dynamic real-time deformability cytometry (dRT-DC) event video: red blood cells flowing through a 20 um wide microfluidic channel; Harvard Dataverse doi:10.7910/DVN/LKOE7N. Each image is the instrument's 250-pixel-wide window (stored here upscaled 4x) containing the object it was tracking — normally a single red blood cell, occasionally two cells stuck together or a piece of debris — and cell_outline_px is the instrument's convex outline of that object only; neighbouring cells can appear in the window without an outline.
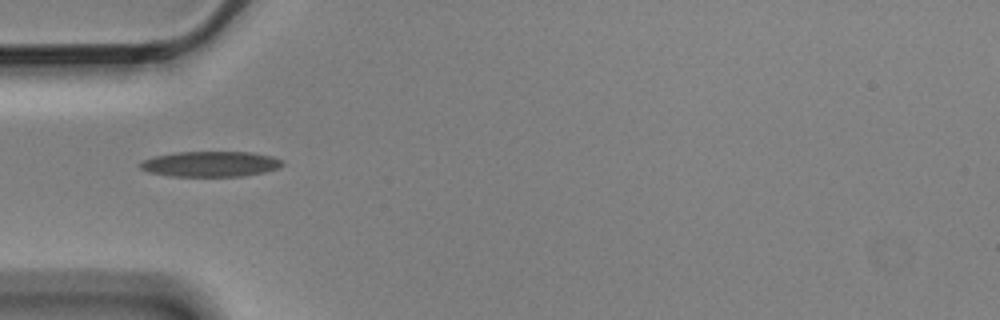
{"species": "Egyptian fruit bat (a non-hibernating species)", "species_latin": "Rousettus aegyptiacus", "temperature_condition": "cold", "stored_images_in_passage": 4, "camera_frame_rate_fps": 3000, "um_per_image_px": 0.085, "animal": {"sex": "male"}, "frame": {"image": 1, "passage_image": 1, "time_ms": 0.0, "image_size_px": [1000, 320], "cell_outline_px": [[284, 164], [280, 168], [264, 172], [240, 176], [172, 176], [148, 172], [140, 168], [136, 164], [144, 160], [156, 156], [176, 152], [252, 152], [272, 156], [284, 160]], "centroid_in_image_um": [17.92, 13.94], "position_along_channel_um": 67.1, "area_um2": 21.15}}
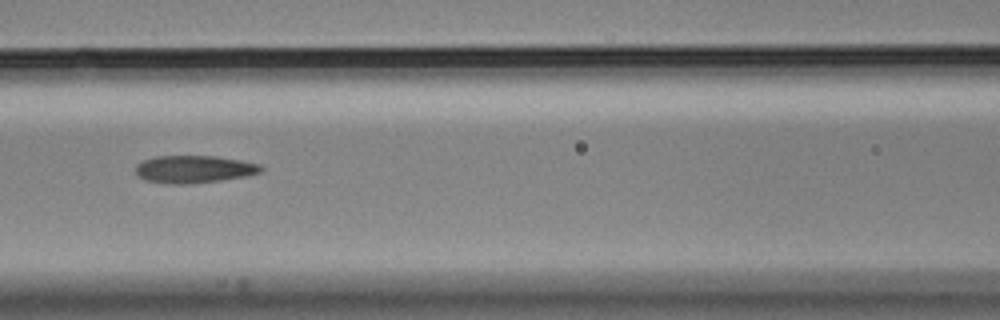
{"frame": {"image": 2, "passage_image": 3, "time_ms": 0.667, "image_size_px": [1000, 320], "cell_outline_px": [[264, 168], [260, 172], [248, 176], [220, 180], [188, 184], [172, 184], [144, 180], [136, 172], [136, 164], [144, 160], [156, 156], [216, 156], [240, 160], [260, 164]], "centroid_in_image_um": [16.51, 14.38], "position_along_channel_um": 150.1, "area_um2": 20.06}}
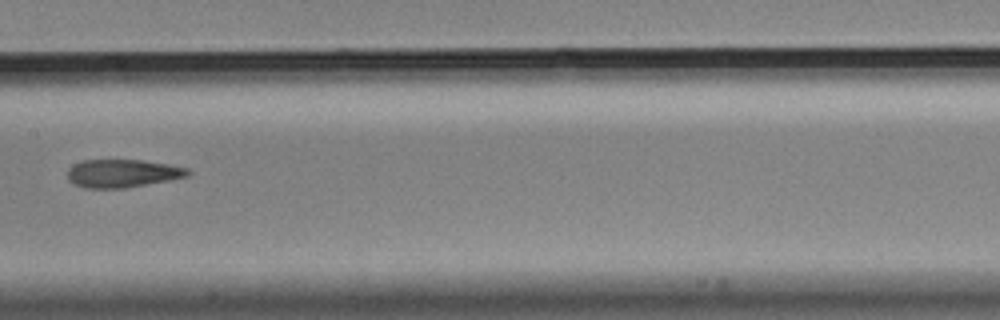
{"frame": {"image": 3, "passage_image": 4, "time_ms": 1.0, "image_size_px": [1000, 320], "cell_outline_px": [[192, 172], [188, 176], [168, 180], [124, 188], [84, 188], [72, 184], [68, 180], [68, 168], [72, 164], [84, 160], [140, 160], [168, 164], [188, 168]], "centroid_in_image_um": [10.38, 14.73], "position_along_channel_um": 197.0, "area_um2": 19.71}}